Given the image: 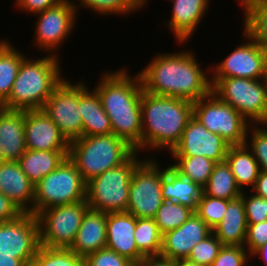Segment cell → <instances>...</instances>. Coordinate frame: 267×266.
<instances>
[{
    "label": "cell",
    "mask_w": 267,
    "mask_h": 266,
    "mask_svg": "<svg viewBox=\"0 0 267 266\" xmlns=\"http://www.w3.org/2000/svg\"><path fill=\"white\" fill-rule=\"evenodd\" d=\"M202 191L208 196L226 200L237 199L241 197L243 192L237 186L235 177L226 160L215 164Z\"/></svg>",
    "instance_id": "obj_29"
},
{
    "label": "cell",
    "mask_w": 267,
    "mask_h": 266,
    "mask_svg": "<svg viewBox=\"0 0 267 266\" xmlns=\"http://www.w3.org/2000/svg\"><path fill=\"white\" fill-rule=\"evenodd\" d=\"M229 144L219 135L208 131L192 116L179 143L170 152L172 156H205L213 161H225Z\"/></svg>",
    "instance_id": "obj_16"
},
{
    "label": "cell",
    "mask_w": 267,
    "mask_h": 266,
    "mask_svg": "<svg viewBox=\"0 0 267 266\" xmlns=\"http://www.w3.org/2000/svg\"><path fill=\"white\" fill-rule=\"evenodd\" d=\"M211 85L212 92L248 122L262 126L267 124V86L264 79H211Z\"/></svg>",
    "instance_id": "obj_8"
},
{
    "label": "cell",
    "mask_w": 267,
    "mask_h": 266,
    "mask_svg": "<svg viewBox=\"0 0 267 266\" xmlns=\"http://www.w3.org/2000/svg\"><path fill=\"white\" fill-rule=\"evenodd\" d=\"M247 224L267 221V199L257 195H247L242 192Z\"/></svg>",
    "instance_id": "obj_42"
},
{
    "label": "cell",
    "mask_w": 267,
    "mask_h": 266,
    "mask_svg": "<svg viewBox=\"0 0 267 266\" xmlns=\"http://www.w3.org/2000/svg\"><path fill=\"white\" fill-rule=\"evenodd\" d=\"M58 57L25 58L19 67L9 98L0 106L10 110H41L55 88L63 81Z\"/></svg>",
    "instance_id": "obj_4"
},
{
    "label": "cell",
    "mask_w": 267,
    "mask_h": 266,
    "mask_svg": "<svg viewBox=\"0 0 267 266\" xmlns=\"http://www.w3.org/2000/svg\"><path fill=\"white\" fill-rule=\"evenodd\" d=\"M161 192L164 201L178 202L195 211L202 188L190 179L182 177L170 165L162 170Z\"/></svg>",
    "instance_id": "obj_26"
},
{
    "label": "cell",
    "mask_w": 267,
    "mask_h": 266,
    "mask_svg": "<svg viewBox=\"0 0 267 266\" xmlns=\"http://www.w3.org/2000/svg\"><path fill=\"white\" fill-rule=\"evenodd\" d=\"M161 183L162 169L157 160L143 159L134 169L131 178L126 212L136 218L154 219L164 202Z\"/></svg>",
    "instance_id": "obj_11"
},
{
    "label": "cell",
    "mask_w": 267,
    "mask_h": 266,
    "mask_svg": "<svg viewBox=\"0 0 267 266\" xmlns=\"http://www.w3.org/2000/svg\"><path fill=\"white\" fill-rule=\"evenodd\" d=\"M25 58L11 43L0 40V106L9 98L19 67Z\"/></svg>",
    "instance_id": "obj_30"
},
{
    "label": "cell",
    "mask_w": 267,
    "mask_h": 266,
    "mask_svg": "<svg viewBox=\"0 0 267 266\" xmlns=\"http://www.w3.org/2000/svg\"><path fill=\"white\" fill-rule=\"evenodd\" d=\"M222 246L221 241L211 233L192 248L187 259L199 265L211 266Z\"/></svg>",
    "instance_id": "obj_38"
},
{
    "label": "cell",
    "mask_w": 267,
    "mask_h": 266,
    "mask_svg": "<svg viewBox=\"0 0 267 266\" xmlns=\"http://www.w3.org/2000/svg\"><path fill=\"white\" fill-rule=\"evenodd\" d=\"M255 191V195L263 197L267 199V172L261 171L254 187L252 188V192Z\"/></svg>",
    "instance_id": "obj_46"
},
{
    "label": "cell",
    "mask_w": 267,
    "mask_h": 266,
    "mask_svg": "<svg viewBox=\"0 0 267 266\" xmlns=\"http://www.w3.org/2000/svg\"><path fill=\"white\" fill-rule=\"evenodd\" d=\"M193 116L208 131L219 134L230 146L244 145L251 123L213 92L193 102Z\"/></svg>",
    "instance_id": "obj_9"
},
{
    "label": "cell",
    "mask_w": 267,
    "mask_h": 266,
    "mask_svg": "<svg viewBox=\"0 0 267 266\" xmlns=\"http://www.w3.org/2000/svg\"><path fill=\"white\" fill-rule=\"evenodd\" d=\"M68 154L69 151L27 149L17 162L30 181L36 185L44 176L54 171Z\"/></svg>",
    "instance_id": "obj_27"
},
{
    "label": "cell",
    "mask_w": 267,
    "mask_h": 266,
    "mask_svg": "<svg viewBox=\"0 0 267 266\" xmlns=\"http://www.w3.org/2000/svg\"><path fill=\"white\" fill-rule=\"evenodd\" d=\"M62 0H16L17 7L36 15L46 9L56 6Z\"/></svg>",
    "instance_id": "obj_44"
},
{
    "label": "cell",
    "mask_w": 267,
    "mask_h": 266,
    "mask_svg": "<svg viewBox=\"0 0 267 266\" xmlns=\"http://www.w3.org/2000/svg\"><path fill=\"white\" fill-rule=\"evenodd\" d=\"M24 133L29 150L69 151V142L42 109L25 110Z\"/></svg>",
    "instance_id": "obj_18"
},
{
    "label": "cell",
    "mask_w": 267,
    "mask_h": 266,
    "mask_svg": "<svg viewBox=\"0 0 267 266\" xmlns=\"http://www.w3.org/2000/svg\"><path fill=\"white\" fill-rule=\"evenodd\" d=\"M250 126H252V133H251V139L250 143L247 144L248 140V131H250ZM254 126V127H253ZM260 125H249L247 132H246V142L245 145L250 149L252 154L254 155V158L258 162V165L260 166L261 171L267 172V129L265 127H260ZM254 128V129H253Z\"/></svg>",
    "instance_id": "obj_39"
},
{
    "label": "cell",
    "mask_w": 267,
    "mask_h": 266,
    "mask_svg": "<svg viewBox=\"0 0 267 266\" xmlns=\"http://www.w3.org/2000/svg\"><path fill=\"white\" fill-rule=\"evenodd\" d=\"M193 116V102L142 91L141 151L167 148L171 152L181 140L183 131Z\"/></svg>",
    "instance_id": "obj_3"
},
{
    "label": "cell",
    "mask_w": 267,
    "mask_h": 266,
    "mask_svg": "<svg viewBox=\"0 0 267 266\" xmlns=\"http://www.w3.org/2000/svg\"><path fill=\"white\" fill-rule=\"evenodd\" d=\"M5 162V160L3 159V156L1 154V150H0V166Z\"/></svg>",
    "instance_id": "obj_51"
},
{
    "label": "cell",
    "mask_w": 267,
    "mask_h": 266,
    "mask_svg": "<svg viewBox=\"0 0 267 266\" xmlns=\"http://www.w3.org/2000/svg\"><path fill=\"white\" fill-rule=\"evenodd\" d=\"M245 247L223 245L211 266H246L249 255Z\"/></svg>",
    "instance_id": "obj_40"
},
{
    "label": "cell",
    "mask_w": 267,
    "mask_h": 266,
    "mask_svg": "<svg viewBox=\"0 0 267 266\" xmlns=\"http://www.w3.org/2000/svg\"><path fill=\"white\" fill-rule=\"evenodd\" d=\"M267 242V221L259 222L256 224H248L247 234L244 246L251 254L260 246Z\"/></svg>",
    "instance_id": "obj_43"
},
{
    "label": "cell",
    "mask_w": 267,
    "mask_h": 266,
    "mask_svg": "<svg viewBox=\"0 0 267 266\" xmlns=\"http://www.w3.org/2000/svg\"><path fill=\"white\" fill-rule=\"evenodd\" d=\"M230 200L206 195L203 191L194 211L211 229L222 221Z\"/></svg>",
    "instance_id": "obj_37"
},
{
    "label": "cell",
    "mask_w": 267,
    "mask_h": 266,
    "mask_svg": "<svg viewBox=\"0 0 267 266\" xmlns=\"http://www.w3.org/2000/svg\"><path fill=\"white\" fill-rule=\"evenodd\" d=\"M248 150L249 148L245 144L229 146L225 157L241 191H244L242 188L244 186L252 185L253 188L261 172L254 155Z\"/></svg>",
    "instance_id": "obj_28"
},
{
    "label": "cell",
    "mask_w": 267,
    "mask_h": 266,
    "mask_svg": "<svg viewBox=\"0 0 267 266\" xmlns=\"http://www.w3.org/2000/svg\"><path fill=\"white\" fill-rule=\"evenodd\" d=\"M86 182L76 165L66 157L52 172L34 185L32 214L53 206L85 201Z\"/></svg>",
    "instance_id": "obj_7"
},
{
    "label": "cell",
    "mask_w": 267,
    "mask_h": 266,
    "mask_svg": "<svg viewBox=\"0 0 267 266\" xmlns=\"http://www.w3.org/2000/svg\"><path fill=\"white\" fill-rule=\"evenodd\" d=\"M28 266H85V258L69 248H48L40 245Z\"/></svg>",
    "instance_id": "obj_34"
},
{
    "label": "cell",
    "mask_w": 267,
    "mask_h": 266,
    "mask_svg": "<svg viewBox=\"0 0 267 266\" xmlns=\"http://www.w3.org/2000/svg\"><path fill=\"white\" fill-rule=\"evenodd\" d=\"M264 80H265V82H266V86H267V66H266V72H265Z\"/></svg>",
    "instance_id": "obj_52"
},
{
    "label": "cell",
    "mask_w": 267,
    "mask_h": 266,
    "mask_svg": "<svg viewBox=\"0 0 267 266\" xmlns=\"http://www.w3.org/2000/svg\"><path fill=\"white\" fill-rule=\"evenodd\" d=\"M257 257L259 255L261 257V260H264V265H267V242L260 246L258 249H256L251 256ZM256 255V256H255Z\"/></svg>",
    "instance_id": "obj_49"
},
{
    "label": "cell",
    "mask_w": 267,
    "mask_h": 266,
    "mask_svg": "<svg viewBox=\"0 0 267 266\" xmlns=\"http://www.w3.org/2000/svg\"><path fill=\"white\" fill-rule=\"evenodd\" d=\"M212 233V229L194 212L179 228L162 235L160 257L175 261L186 259L192 248Z\"/></svg>",
    "instance_id": "obj_17"
},
{
    "label": "cell",
    "mask_w": 267,
    "mask_h": 266,
    "mask_svg": "<svg viewBox=\"0 0 267 266\" xmlns=\"http://www.w3.org/2000/svg\"><path fill=\"white\" fill-rule=\"evenodd\" d=\"M177 163L172 168L182 177L195 182L202 189L206 186L208 179L216 164L215 161L205 156H172Z\"/></svg>",
    "instance_id": "obj_32"
},
{
    "label": "cell",
    "mask_w": 267,
    "mask_h": 266,
    "mask_svg": "<svg viewBox=\"0 0 267 266\" xmlns=\"http://www.w3.org/2000/svg\"><path fill=\"white\" fill-rule=\"evenodd\" d=\"M134 237L137 249L144 257L160 256L162 234L154 219L136 218Z\"/></svg>",
    "instance_id": "obj_33"
},
{
    "label": "cell",
    "mask_w": 267,
    "mask_h": 266,
    "mask_svg": "<svg viewBox=\"0 0 267 266\" xmlns=\"http://www.w3.org/2000/svg\"><path fill=\"white\" fill-rule=\"evenodd\" d=\"M80 3L75 5L76 8L86 6L95 11L97 14H132L137 9L144 6L146 0H79Z\"/></svg>",
    "instance_id": "obj_36"
},
{
    "label": "cell",
    "mask_w": 267,
    "mask_h": 266,
    "mask_svg": "<svg viewBox=\"0 0 267 266\" xmlns=\"http://www.w3.org/2000/svg\"><path fill=\"white\" fill-rule=\"evenodd\" d=\"M130 260L115 251L103 248L85 257V266H133Z\"/></svg>",
    "instance_id": "obj_41"
},
{
    "label": "cell",
    "mask_w": 267,
    "mask_h": 266,
    "mask_svg": "<svg viewBox=\"0 0 267 266\" xmlns=\"http://www.w3.org/2000/svg\"><path fill=\"white\" fill-rule=\"evenodd\" d=\"M193 213V209L178 202L164 201L157 210L154 220L163 235L168 231L179 228Z\"/></svg>",
    "instance_id": "obj_35"
},
{
    "label": "cell",
    "mask_w": 267,
    "mask_h": 266,
    "mask_svg": "<svg viewBox=\"0 0 267 266\" xmlns=\"http://www.w3.org/2000/svg\"><path fill=\"white\" fill-rule=\"evenodd\" d=\"M245 11L244 30L267 50V0H240Z\"/></svg>",
    "instance_id": "obj_31"
},
{
    "label": "cell",
    "mask_w": 267,
    "mask_h": 266,
    "mask_svg": "<svg viewBox=\"0 0 267 266\" xmlns=\"http://www.w3.org/2000/svg\"><path fill=\"white\" fill-rule=\"evenodd\" d=\"M136 217L128 212L107 213L106 248L137 264L144 256L137 249Z\"/></svg>",
    "instance_id": "obj_19"
},
{
    "label": "cell",
    "mask_w": 267,
    "mask_h": 266,
    "mask_svg": "<svg viewBox=\"0 0 267 266\" xmlns=\"http://www.w3.org/2000/svg\"><path fill=\"white\" fill-rule=\"evenodd\" d=\"M106 223V212L89 208L69 249L85 258L90 253L106 248Z\"/></svg>",
    "instance_id": "obj_22"
},
{
    "label": "cell",
    "mask_w": 267,
    "mask_h": 266,
    "mask_svg": "<svg viewBox=\"0 0 267 266\" xmlns=\"http://www.w3.org/2000/svg\"><path fill=\"white\" fill-rule=\"evenodd\" d=\"M137 154L136 151L122 165L86 182L85 200L90 209L106 213L127 211L131 178L142 161L138 160Z\"/></svg>",
    "instance_id": "obj_6"
},
{
    "label": "cell",
    "mask_w": 267,
    "mask_h": 266,
    "mask_svg": "<svg viewBox=\"0 0 267 266\" xmlns=\"http://www.w3.org/2000/svg\"><path fill=\"white\" fill-rule=\"evenodd\" d=\"M78 106L79 83L72 85L63 79L42 108L68 142L82 137L83 123Z\"/></svg>",
    "instance_id": "obj_13"
},
{
    "label": "cell",
    "mask_w": 267,
    "mask_h": 266,
    "mask_svg": "<svg viewBox=\"0 0 267 266\" xmlns=\"http://www.w3.org/2000/svg\"><path fill=\"white\" fill-rule=\"evenodd\" d=\"M247 227L244 202L239 197L228 202L222 221L212 229V233L222 245L244 246Z\"/></svg>",
    "instance_id": "obj_25"
},
{
    "label": "cell",
    "mask_w": 267,
    "mask_h": 266,
    "mask_svg": "<svg viewBox=\"0 0 267 266\" xmlns=\"http://www.w3.org/2000/svg\"><path fill=\"white\" fill-rule=\"evenodd\" d=\"M88 209L89 206L85 200L40 211L36 215L39 223L40 245L48 248H69Z\"/></svg>",
    "instance_id": "obj_10"
},
{
    "label": "cell",
    "mask_w": 267,
    "mask_h": 266,
    "mask_svg": "<svg viewBox=\"0 0 267 266\" xmlns=\"http://www.w3.org/2000/svg\"><path fill=\"white\" fill-rule=\"evenodd\" d=\"M191 51L158 54L141 72L143 91L198 101L212 92L211 78Z\"/></svg>",
    "instance_id": "obj_1"
},
{
    "label": "cell",
    "mask_w": 267,
    "mask_h": 266,
    "mask_svg": "<svg viewBox=\"0 0 267 266\" xmlns=\"http://www.w3.org/2000/svg\"><path fill=\"white\" fill-rule=\"evenodd\" d=\"M22 214L15 203L0 192V223L14 220Z\"/></svg>",
    "instance_id": "obj_45"
},
{
    "label": "cell",
    "mask_w": 267,
    "mask_h": 266,
    "mask_svg": "<svg viewBox=\"0 0 267 266\" xmlns=\"http://www.w3.org/2000/svg\"><path fill=\"white\" fill-rule=\"evenodd\" d=\"M78 108L83 123L82 136L112 134L110 119L102 107L100 97L94 89L89 91L83 82H79Z\"/></svg>",
    "instance_id": "obj_24"
},
{
    "label": "cell",
    "mask_w": 267,
    "mask_h": 266,
    "mask_svg": "<svg viewBox=\"0 0 267 266\" xmlns=\"http://www.w3.org/2000/svg\"><path fill=\"white\" fill-rule=\"evenodd\" d=\"M0 266H27L21 259L0 255Z\"/></svg>",
    "instance_id": "obj_48"
},
{
    "label": "cell",
    "mask_w": 267,
    "mask_h": 266,
    "mask_svg": "<svg viewBox=\"0 0 267 266\" xmlns=\"http://www.w3.org/2000/svg\"><path fill=\"white\" fill-rule=\"evenodd\" d=\"M137 266H173V261L157 257H143L137 264Z\"/></svg>",
    "instance_id": "obj_47"
},
{
    "label": "cell",
    "mask_w": 267,
    "mask_h": 266,
    "mask_svg": "<svg viewBox=\"0 0 267 266\" xmlns=\"http://www.w3.org/2000/svg\"><path fill=\"white\" fill-rule=\"evenodd\" d=\"M24 114L25 110L0 107V150L5 161H18L27 150Z\"/></svg>",
    "instance_id": "obj_21"
},
{
    "label": "cell",
    "mask_w": 267,
    "mask_h": 266,
    "mask_svg": "<svg viewBox=\"0 0 267 266\" xmlns=\"http://www.w3.org/2000/svg\"><path fill=\"white\" fill-rule=\"evenodd\" d=\"M173 266H204V265L196 264L195 262H192L186 258L173 261Z\"/></svg>",
    "instance_id": "obj_50"
},
{
    "label": "cell",
    "mask_w": 267,
    "mask_h": 266,
    "mask_svg": "<svg viewBox=\"0 0 267 266\" xmlns=\"http://www.w3.org/2000/svg\"><path fill=\"white\" fill-rule=\"evenodd\" d=\"M77 9L70 0H62L56 6L36 13L39 16L35 28L36 47L50 53L57 50L72 33Z\"/></svg>",
    "instance_id": "obj_15"
},
{
    "label": "cell",
    "mask_w": 267,
    "mask_h": 266,
    "mask_svg": "<svg viewBox=\"0 0 267 266\" xmlns=\"http://www.w3.org/2000/svg\"><path fill=\"white\" fill-rule=\"evenodd\" d=\"M0 192L12 200L23 213H32L34 184L17 161H5L0 166Z\"/></svg>",
    "instance_id": "obj_20"
},
{
    "label": "cell",
    "mask_w": 267,
    "mask_h": 266,
    "mask_svg": "<svg viewBox=\"0 0 267 266\" xmlns=\"http://www.w3.org/2000/svg\"><path fill=\"white\" fill-rule=\"evenodd\" d=\"M247 40L239 45L215 68L211 79L248 78L264 79L267 66V50L254 40L245 30ZM248 38V39H247ZM215 69V70H214Z\"/></svg>",
    "instance_id": "obj_14"
},
{
    "label": "cell",
    "mask_w": 267,
    "mask_h": 266,
    "mask_svg": "<svg viewBox=\"0 0 267 266\" xmlns=\"http://www.w3.org/2000/svg\"><path fill=\"white\" fill-rule=\"evenodd\" d=\"M209 0H174L172 2V16L166 22L173 31L176 41L184 43L194 35L207 11Z\"/></svg>",
    "instance_id": "obj_23"
},
{
    "label": "cell",
    "mask_w": 267,
    "mask_h": 266,
    "mask_svg": "<svg viewBox=\"0 0 267 266\" xmlns=\"http://www.w3.org/2000/svg\"><path fill=\"white\" fill-rule=\"evenodd\" d=\"M121 69L102 76L94 89L110 119L112 133L125 140L135 151H141V96L142 84L137 74L130 77Z\"/></svg>",
    "instance_id": "obj_2"
},
{
    "label": "cell",
    "mask_w": 267,
    "mask_h": 266,
    "mask_svg": "<svg viewBox=\"0 0 267 266\" xmlns=\"http://www.w3.org/2000/svg\"><path fill=\"white\" fill-rule=\"evenodd\" d=\"M135 149L113 133L99 136H82L69 142L68 158L76 165L83 180L125 163Z\"/></svg>",
    "instance_id": "obj_5"
},
{
    "label": "cell",
    "mask_w": 267,
    "mask_h": 266,
    "mask_svg": "<svg viewBox=\"0 0 267 266\" xmlns=\"http://www.w3.org/2000/svg\"><path fill=\"white\" fill-rule=\"evenodd\" d=\"M40 247L37 216L23 213L14 220L0 223V255L21 259L27 266Z\"/></svg>",
    "instance_id": "obj_12"
}]
</instances>
